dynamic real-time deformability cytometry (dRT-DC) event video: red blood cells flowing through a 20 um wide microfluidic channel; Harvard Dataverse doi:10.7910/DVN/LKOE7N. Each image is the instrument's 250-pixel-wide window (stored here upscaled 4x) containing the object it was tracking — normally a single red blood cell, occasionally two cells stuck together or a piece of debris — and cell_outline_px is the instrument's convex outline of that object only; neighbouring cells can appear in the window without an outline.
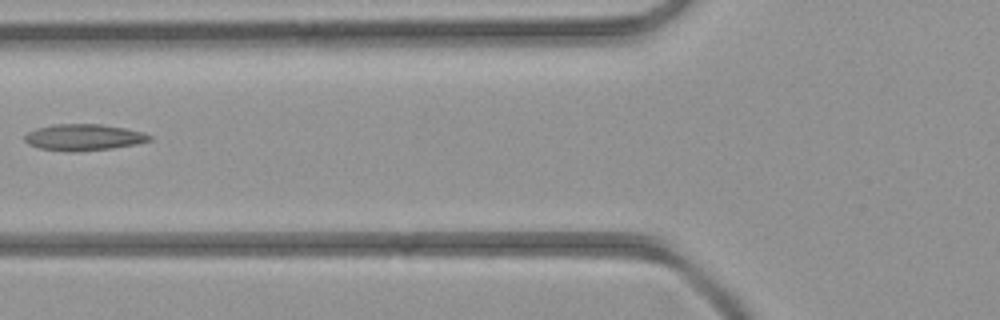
{"species": "common noctule bat (a hibernating species)", "species_latin": "Nyctalus noctula", "temperature_condition": "room temperature", "stored_images_in_passage": 2, "camera_frame_rate_fps": 3000, "um_per_image_px": 0.085, "animal": {"sex": "female", "body_mass_g": 21.9}, "frame": {"image": 1, "passage_image": 2, "time_ms": 1.0, "image_size_px": [1000, 320], "cell_outline_px": [[152, 140], [136, 144], [112, 148], [72, 152], [68, 152], [40, 148], [28, 144], [24, 140], [24, 136], [28, 132], [36, 128], [56, 124], [100, 124], [124, 128], [140, 132], [152, 136]], "centroid_in_image_um": [7.08, 11.67], "position_along_channel_um": 118.7, "area_um2": 19.07}}